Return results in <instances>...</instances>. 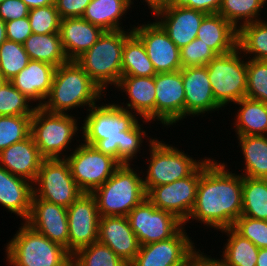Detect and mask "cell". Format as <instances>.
Masks as SVG:
<instances>
[{"label": "cell", "mask_w": 267, "mask_h": 266, "mask_svg": "<svg viewBox=\"0 0 267 266\" xmlns=\"http://www.w3.org/2000/svg\"><path fill=\"white\" fill-rule=\"evenodd\" d=\"M99 103L87 110L88 114L81 123L82 141L112 156L120 164H133L140 150L144 151V148L141 149L143 144H150L156 139L143 130V124L151 121L142 120L135 113L121 108L119 102Z\"/></svg>", "instance_id": "obj_1"}, {"label": "cell", "mask_w": 267, "mask_h": 266, "mask_svg": "<svg viewBox=\"0 0 267 266\" xmlns=\"http://www.w3.org/2000/svg\"><path fill=\"white\" fill-rule=\"evenodd\" d=\"M138 23V24H137ZM132 32L142 41L156 73L175 72L182 69L180 49L154 20L137 22Z\"/></svg>", "instance_id": "obj_16"}, {"label": "cell", "mask_w": 267, "mask_h": 266, "mask_svg": "<svg viewBox=\"0 0 267 266\" xmlns=\"http://www.w3.org/2000/svg\"><path fill=\"white\" fill-rule=\"evenodd\" d=\"M98 241L107 245L128 265L134 260L140 248L127 216L100 217Z\"/></svg>", "instance_id": "obj_21"}, {"label": "cell", "mask_w": 267, "mask_h": 266, "mask_svg": "<svg viewBox=\"0 0 267 266\" xmlns=\"http://www.w3.org/2000/svg\"><path fill=\"white\" fill-rule=\"evenodd\" d=\"M127 219L140 246L170 239L184 226L174 214L158 209L147 198L130 211Z\"/></svg>", "instance_id": "obj_12"}, {"label": "cell", "mask_w": 267, "mask_h": 266, "mask_svg": "<svg viewBox=\"0 0 267 266\" xmlns=\"http://www.w3.org/2000/svg\"><path fill=\"white\" fill-rule=\"evenodd\" d=\"M29 10V7L22 0H3L0 3V18L4 22H8L28 17Z\"/></svg>", "instance_id": "obj_46"}, {"label": "cell", "mask_w": 267, "mask_h": 266, "mask_svg": "<svg viewBox=\"0 0 267 266\" xmlns=\"http://www.w3.org/2000/svg\"><path fill=\"white\" fill-rule=\"evenodd\" d=\"M207 14L198 10L180 6L175 1L156 11L152 16L168 34L175 45L181 49L193 41L203 18Z\"/></svg>", "instance_id": "obj_19"}, {"label": "cell", "mask_w": 267, "mask_h": 266, "mask_svg": "<svg viewBox=\"0 0 267 266\" xmlns=\"http://www.w3.org/2000/svg\"><path fill=\"white\" fill-rule=\"evenodd\" d=\"M65 159L69 163L73 179L83 193H92L121 165L112 156L82 140Z\"/></svg>", "instance_id": "obj_10"}, {"label": "cell", "mask_w": 267, "mask_h": 266, "mask_svg": "<svg viewBox=\"0 0 267 266\" xmlns=\"http://www.w3.org/2000/svg\"><path fill=\"white\" fill-rule=\"evenodd\" d=\"M6 243L9 266H72V254L62 245L50 241L25 222Z\"/></svg>", "instance_id": "obj_5"}, {"label": "cell", "mask_w": 267, "mask_h": 266, "mask_svg": "<svg viewBox=\"0 0 267 266\" xmlns=\"http://www.w3.org/2000/svg\"><path fill=\"white\" fill-rule=\"evenodd\" d=\"M232 228L242 237L249 239L259 249L267 248V220L240 216Z\"/></svg>", "instance_id": "obj_43"}, {"label": "cell", "mask_w": 267, "mask_h": 266, "mask_svg": "<svg viewBox=\"0 0 267 266\" xmlns=\"http://www.w3.org/2000/svg\"><path fill=\"white\" fill-rule=\"evenodd\" d=\"M256 266H267V248H260Z\"/></svg>", "instance_id": "obj_52"}, {"label": "cell", "mask_w": 267, "mask_h": 266, "mask_svg": "<svg viewBox=\"0 0 267 266\" xmlns=\"http://www.w3.org/2000/svg\"><path fill=\"white\" fill-rule=\"evenodd\" d=\"M228 239L220 251L223 266H256L259 248L249 239L239 235L232 227L219 230Z\"/></svg>", "instance_id": "obj_32"}, {"label": "cell", "mask_w": 267, "mask_h": 266, "mask_svg": "<svg viewBox=\"0 0 267 266\" xmlns=\"http://www.w3.org/2000/svg\"><path fill=\"white\" fill-rule=\"evenodd\" d=\"M196 38L201 39L217 55H223L237 48L238 30L220 14H207Z\"/></svg>", "instance_id": "obj_27"}, {"label": "cell", "mask_w": 267, "mask_h": 266, "mask_svg": "<svg viewBox=\"0 0 267 266\" xmlns=\"http://www.w3.org/2000/svg\"><path fill=\"white\" fill-rule=\"evenodd\" d=\"M154 83L156 124L161 123L162 126L169 128L175 126L177 122L180 123L179 121L182 123L185 118L182 69L175 72L157 73L154 76Z\"/></svg>", "instance_id": "obj_15"}, {"label": "cell", "mask_w": 267, "mask_h": 266, "mask_svg": "<svg viewBox=\"0 0 267 266\" xmlns=\"http://www.w3.org/2000/svg\"><path fill=\"white\" fill-rule=\"evenodd\" d=\"M237 47L248 59L267 60V21L243 25L238 30Z\"/></svg>", "instance_id": "obj_34"}, {"label": "cell", "mask_w": 267, "mask_h": 266, "mask_svg": "<svg viewBox=\"0 0 267 266\" xmlns=\"http://www.w3.org/2000/svg\"><path fill=\"white\" fill-rule=\"evenodd\" d=\"M185 266H223L218 257H213L197 249L186 261Z\"/></svg>", "instance_id": "obj_49"}, {"label": "cell", "mask_w": 267, "mask_h": 266, "mask_svg": "<svg viewBox=\"0 0 267 266\" xmlns=\"http://www.w3.org/2000/svg\"><path fill=\"white\" fill-rule=\"evenodd\" d=\"M29 61L23 44L7 39L0 45V73L6 81L14 78Z\"/></svg>", "instance_id": "obj_38"}, {"label": "cell", "mask_w": 267, "mask_h": 266, "mask_svg": "<svg viewBox=\"0 0 267 266\" xmlns=\"http://www.w3.org/2000/svg\"><path fill=\"white\" fill-rule=\"evenodd\" d=\"M227 164L212 157L200 164L196 201L184 226L195 220L218 232L232 227L241 216L243 176L230 171Z\"/></svg>", "instance_id": "obj_2"}, {"label": "cell", "mask_w": 267, "mask_h": 266, "mask_svg": "<svg viewBox=\"0 0 267 266\" xmlns=\"http://www.w3.org/2000/svg\"><path fill=\"white\" fill-rule=\"evenodd\" d=\"M156 74L144 44L132 33L123 47L122 76L153 77Z\"/></svg>", "instance_id": "obj_33"}, {"label": "cell", "mask_w": 267, "mask_h": 266, "mask_svg": "<svg viewBox=\"0 0 267 266\" xmlns=\"http://www.w3.org/2000/svg\"><path fill=\"white\" fill-rule=\"evenodd\" d=\"M131 166L136 165L121 164L108 180L91 193L100 217L127 216L146 198L142 169L140 171L139 167Z\"/></svg>", "instance_id": "obj_6"}, {"label": "cell", "mask_w": 267, "mask_h": 266, "mask_svg": "<svg viewBox=\"0 0 267 266\" xmlns=\"http://www.w3.org/2000/svg\"><path fill=\"white\" fill-rule=\"evenodd\" d=\"M29 9L54 4L55 0H22Z\"/></svg>", "instance_id": "obj_51"}, {"label": "cell", "mask_w": 267, "mask_h": 266, "mask_svg": "<svg viewBox=\"0 0 267 266\" xmlns=\"http://www.w3.org/2000/svg\"><path fill=\"white\" fill-rule=\"evenodd\" d=\"M105 96L76 61H68L56 68L50 93L41 107L60 114L80 107L87 111Z\"/></svg>", "instance_id": "obj_3"}, {"label": "cell", "mask_w": 267, "mask_h": 266, "mask_svg": "<svg viewBox=\"0 0 267 266\" xmlns=\"http://www.w3.org/2000/svg\"><path fill=\"white\" fill-rule=\"evenodd\" d=\"M131 7L134 6L130 0H91L82 18L103 31L133 30L134 25L130 24V28L127 29L121 22L125 21V16Z\"/></svg>", "instance_id": "obj_28"}, {"label": "cell", "mask_w": 267, "mask_h": 266, "mask_svg": "<svg viewBox=\"0 0 267 266\" xmlns=\"http://www.w3.org/2000/svg\"><path fill=\"white\" fill-rule=\"evenodd\" d=\"M99 213L91 193H82L68 208V251L73 255L78 249L98 241Z\"/></svg>", "instance_id": "obj_17"}, {"label": "cell", "mask_w": 267, "mask_h": 266, "mask_svg": "<svg viewBox=\"0 0 267 266\" xmlns=\"http://www.w3.org/2000/svg\"><path fill=\"white\" fill-rule=\"evenodd\" d=\"M6 40V25L5 22L0 18V45Z\"/></svg>", "instance_id": "obj_53"}, {"label": "cell", "mask_w": 267, "mask_h": 266, "mask_svg": "<svg viewBox=\"0 0 267 266\" xmlns=\"http://www.w3.org/2000/svg\"><path fill=\"white\" fill-rule=\"evenodd\" d=\"M234 105L239 106L231 123L236 136L267 135V103L244 97Z\"/></svg>", "instance_id": "obj_29"}, {"label": "cell", "mask_w": 267, "mask_h": 266, "mask_svg": "<svg viewBox=\"0 0 267 266\" xmlns=\"http://www.w3.org/2000/svg\"><path fill=\"white\" fill-rule=\"evenodd\" d=\"M246 97L267 103V60L247 58Z\"/></svg>", "instance_id": "obj_41"}, {"label": "cell", "mask_w": 267, "mask_h": 266, "mask_svg": "<svg viewBox=\"0 0 267 266\" xmlns=\"http://www.w3.org/2000/svg\"><path fill=\"white\" fill-rule=\"evenodd\" d=\"M182 81L185 93V119L206 117L209 113L224 110L215 101L206 66L182 68ZM206 114V115H205Z\"/></svg>", "instance_id": "obj_18"}, {"label": "cell", "mask_w": 267, "mask_h": 266, "mask_svg": "<svg viewBox=\"0 0 267 266\" xmlns=\"http://www.w3.org/2000/svg\"><path fill=\"white\" fill-rule=\"evenodd\" d=\"M115 88L117 89V92H124L129 100L126 104L124 102H120L121 105L119 106L121 108L131 111L140 119L142 118L147 121H151L152 124H154L156 101L154 76H122Z\"/></svg>", "instance_id": "obj_22"}, {"label": "cell", "mask_w": 267, "mask_h": 266, "mask_svg": "<svg viewBox=\"0 0 267 266\" xmlns=\"http://www.w3.org/2000/svg\"><path fill=\"white\" fill-rule=\"evenodd\" d=\"M83 192L66 159H44L33 183V197L68 208Z\"/></svg>", "instance_id": "obj_11"}, {"label": "cell", "mask_w": 267, "mask_h": 266, "mask_svg": "<svg viewBox=\"0 0 267 266\" xmlns=\"http://www.w3.org/2000/svg\"><path fill=\"white\" fill-rule=\"evenodd\" d=\"M148 146L149 156L146 170L143 171L145 192L155 186L169 184L189 176L205 159H194L182 149L166 144L163 139H154ZM145 173V175H144Z\"/></svg>", "instance_id": "obj_8"}, {"label": "cell", "mask_w": 267, "mask_h": 266, "mask_svg": "<svg viewBox=\"0 0 267 266\" xmlns=\"http://www.w3.org/2000/svg\"><path fill=\"white\" fill-rule=\"evenodd\" d=\"M199 179L200 165L185 178L150 188L146 198L158 209L174 214L184 223L194 207Z\"/></svg>", "instance_id": "obj_13"}, {"label": "cell", "mask_w": 267, "mask_h": 266, "mask_svg": "<svg viewBox=\"0 0 267 266\" xmlns=\"http://www.w3.org/2000/svg\"><path fill=\"white\" fill-rule=\"evenodd\" d=\"M55 70L56 67L51 64L30 60L10 82L29 100L36 103L37 107H41L50 93Z\"/></svg>", "instance_id": "obj_24"}, {"label": "cell", "mask_w": 267, "mask_h": 266, "mask_svg": "<svg viewBox=\"0 0 267 266\" xmlns=\"http://www.w3.org/2000/svg\"><path fill=\"white\" fill-rule=\"evenodd\" d=\"M25 223L68 250L67 208L40 198H32L30 213Z\"/></svg>", "instance_id": "obj_20"}, {"label": "cell", "mask_w": 267, "mask_h": 266, "mask_svg": "<svg viewBox=\"0 0 267 266\" xmlns=\"http://www.w3.org/2000/svg\"><path fill=\"white\" fill-rule=\"evenodd\" d=\"M103 32L82 17L61 19L59 34L67 59L75 61L97 42Z\"/></svg>", "instance_id": "obj_25"}, {"label": "cell", "mask_w": 267, "mask_h": 266, "mask_svg": "<svg viewBox=\"0 0 267 266\" xmlns=\"http://www.w3.org/2000/svg\"><path fill=\"white\" fill-rule=\"evenodd\" d=\"M174 1L175 0H143V1H141V3H145V4H143L144 7L146 5L148 7V9L150 10L149 13H151L153 15L156 11L168 6L169 4L173 3ZM130 2H131V5H135L134 0H130Z\"/></svg>", "instance_id": "obj_50"}, {"label": "cell", "mask_w": 267, "mask_h": 266, "mask_svg": "<svg viewBox=\"0 0 267 266\" xmlns=\"http://www.w3.org/2000/svg\"><path fill=\"white\" fill-rule=\"evenodd\" d=\"M241 216L267 220V179L243 176Z\"/></svg>", "instance_id": "obj_35"}, {"label": "cell", "mask_w": 267, "mask_h": 266, "mask_svg": "<svg viewBox=\"0 0 267 266\" xmlns=\"http://www.w3.org/2000/svg\"><path fill=\"white\" fill-rule=\"evenodd\" d=\"M266 3L267 0H222L218 14L239 30L245 24L263 20L260 13Z\"/></svg>", "instance_id": "obj_36"}, {"label": "cell", "mask_w": 267, "mask_h": 266, "mask_svg": "<svg viewBox=\"0 0 267 266\" xmlns=\"http://www.w3.org/2000/svg\"><path fill=\"white\" fill-rule=\"evenodd\" d=\"M243 155L242 176L267 179V135L236 136Z\"/></svg>", "instance_id": "obj_30"}, {"label": "cell", "mask_w": 267, "mask_h": 266, "mask_svg": "<svg viewBox=\"0 0 267 266\" xmlns=\"http://www.w3.org/2000/svg\"><path fill=\"white\" fill-rule=\"evenodd\" d=\"M185 227L170 239L141 245L129 266H185L187 259L197 250Z\"/></svg>", "instance_id": "obj_14"}, {"label": "cell", "mask_w": 267, "mask_h": 266, "mask_svg": "<svg viewBox=\"0 0 267 266\" xmlns=\"http://www.w3.org/2000/svg\"><path fill=\"white\" fill-rule=\"evenodd\" d=\"M77 115L50 113L37 107L31 118V136L44 159H65L77 146L81 132ZM77 118V119H76ZM78 121V122H77ZM80 129V130H79ZM75 138V139H74ZM76 145L71 148L72 141ZM70 147V148H69ZM73 149V150H71ZM65 153V154H64Z\"/></svg>", "instance_id": "obj_4"}, {"label": "cell", "mask_w": 267, "mask_h": 266, "mask_svg": "<svg viewBox=\"0 0 267 266\" xmlns=\"http://www.w3.org/2000/svg\"><path fill=\"white\" fill-rule=\"evenodd\" d=\"M180 6L198 10L206 14L218 13L222 0H175Z\"/></svg>", "instance_id": "obj_48"}, {"label": "cell", "mask_w": 267, "mask_h": 266, "mask_svg": "<svg viewBox=\"0 0 267 266\" xmlns=\"http://www.w3.org/2000/svg\"><path fill=\"white\" fill-rule=\"evenodd\" d=\"M36 108V104L17 90L10 81H5L0 87V116L33 115Z\"/></svg>", "instance_id": "obj_39"}, {"label": "cell", "mask_w": 267, "mask_h": 266, "mask_svg": "<svg viewBox=\"0 0 267 266\" xmlns=\"http://www.w3.org/2000/svg\"><path fill=\"white\" fill-rule=\"evenodd\" d=\"M32 115L0 116V151L31 134Z\"/></svg>", "instance_id": "obj_40"}, {"label": "cell", "mask_w": 267, "mask_h": 266, "mask_svg": "<svg viewBox=\"0 0 267 266\" xmlns=\"http://www.w3.org/2000/svg\"><path fill=\"white\" fill-rule=\"evenodd\" d=\"M28 19L32 33H59L61 18L55 5L41 6L29 10Z\"/></svg>", "instance_id": "obj_42"}, {"label": "cell", "mask_w": 267, "mask_h": 266, "mask_svg": "<svg viewBox=\"0 0 267 266\" xmlns=\"http://www.w3.org/2000/svg\"><path fill=\"white\" fill-rule=\"evenodd\" d=\"M43 160L31 135L0 151V166L31 183L35 182Z\"/></svg>", "instance_id": "obj_23"}, {"label": "cell", "mask_w": 267, "mask_h": 266, "mask_svg": "<svg viewBox=\"0 0 267 266\" xmlns=\"http://www.w3.org/2000/svg\"><path fill=\"white\" fill-rule=\"evenodd\" d=\"M30 60H37L55 66L67 63L59 33H32L23 43Z\"/></svg>", "instance_id": "obj_31"}, {"label": "cell", "mask_w": 267, "mask_h": 266, "mask_svg": "<svg viewBox=\"0 0 267 266\" xmlns=\"http://www.w3.org/2000/svg\"><path fill=\"white\" fill-rule=\"evenodd\" d=\"M206 67L215 101L223 109L246 97L247 58L238 47L217 55Z\"/></svg>", "instance_id": "obj_9"}, {"label": "cell", "mask_w": 267, "mask_h": 266, "mask_svg": "<svg viewBox=\"0 0 267 266\" xmlns=\"http://www.w3.org/2000/svg\"><path fill=\"white\" fill-rule=\"evenodd\" d=\"M132 33V30L104 31L97 42L75 60L104 94L108 86L115 88L122 77L123 47Z\"/></svg>", "instance_id": "obj_7"}, {"label": "cell", "mask_w": 267, "mask_h": 266, "mask_svg": "<svg viewBox=\"0 0 267 266\" xmlns=\"http://www.w3.org/2000/svg\"><path fill=\"white\" fill-rule=\"evenodd\" d=\"M216 56L217 54L198 38L180 49L182 68L206 66Z\"/></svg>", "instance_id": "obj_44"}, {"label": "cell", "mask_w": 267, "mask_h": 266, "mask_svg": "<svg viewBox=\"0 0 267 266\" xmlns=\"http://www.w3.org/2000/svg\"><path fill=\"white\" fill-rule=\"evenodd\" d=\"M6 80L2 77V74L0 73V87Z\"/></svg>", "instance_id": "obj_54"}, {"label": "cell", "mask_w": 267, "mask_h": 266, "mask_svg": "<svg viewBox=\"0 0 267 266\" xmlns=\"http://www.w3.org/2000/svg\"><path fill=\"white\" fill-rule=\"evenodd\" d=\"M72 266H129L107 245L97 241L72 255Z\"/></svg>", "instance_id": "obj_37"}, {"label": "cell", "mask_w": 267, "mask_h": 266, "mask_svg": "<svg viewBox=\"0 0 267 266\" xmlns=\"http://www.w3.org/2000/svg\"><path fill=\"white\" fill-rule=\"evenodd\" d=\"M8 40L23 44L32 34L28 17L5 22Z\"/></svg>", "instance_id": "obj_45"}, {"label": "cell", "mask_w": 267, "mask_h": 266, "mask_svg": "<svg viewBox=\"0 0 267 266\" xmlns=\"http://www.w3.org/2000/svg\"><path fill=\"white\" fill-rule=\"evenodd\" d=\"M91 0H55L54 5L61 19L82 17Z\"/></svg>", "instance_id": "obj_47"}, {"label": "cell", "mask_w": 267, "mask_h": 266, "mask_svg": "<svg viewBox=\"0 0 267 266\" xmlns=\"http://www.w3.org/2000/svg\"><path fill=\"white\" fill-rule=\"evenodd\" d=\"M33 197V183L15 176L0 166V206L25 222Z\"/></svg>", "instance_id": "obj_26"}]
</instances>
